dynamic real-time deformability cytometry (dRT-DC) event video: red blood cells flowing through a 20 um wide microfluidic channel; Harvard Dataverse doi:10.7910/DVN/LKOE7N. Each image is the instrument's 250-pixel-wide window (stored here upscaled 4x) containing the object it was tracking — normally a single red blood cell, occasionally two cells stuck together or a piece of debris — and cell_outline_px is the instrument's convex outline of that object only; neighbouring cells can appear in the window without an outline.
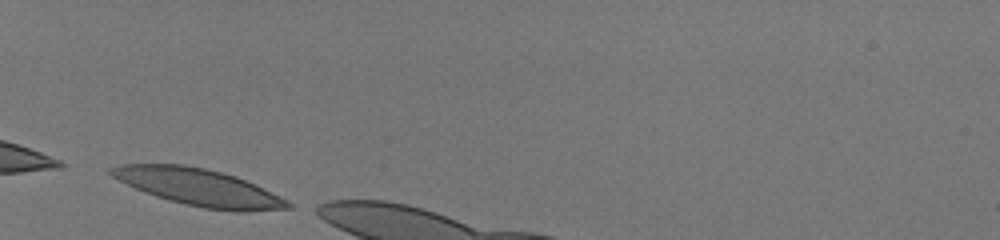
{"species": "human", "species_latin": "Homo sapiens", "temperature_condition": "room temperature", "stored_images_in_passage": 28, "camera_frame_rate_fps": 3000, "um_per_image_px": 0.085, "donor": {"sex": "male"}, "frame": {"image": 1, "passage_image": 1, "time_ms": 0.0, "image_size_px": [1000, 240], "cell_outline_px": [[292, 208], [240, 212], [204, 208], [168, 200], [144, 192], [112, 176], [108, 172], [108, 168], [120, 164], [184, 164], [204, 168], [236, 176], [288, 200], [292, 204]], "centroid_in_image_um": [16.88, 15.91], "position_along_channel_um": 68.1, "area_um2": 37.69}}
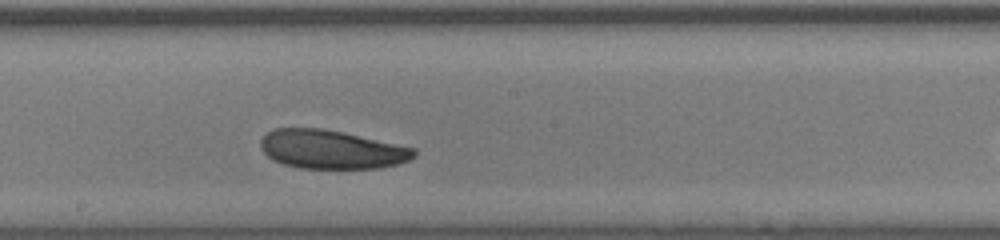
{"frame": {"image": 2, "passage_image": 14, "time_ms": 4.333, "image_size_px": [1000, 240], "cell_outline_px": [[416, 156], [400, 164], [380, 168], [300, 168], [284, 164], [272, 160], [260, 148], [260, 140], [272, 128], [324, 128], [416, 148]], "centroid_in_image_um": [28.17, 12.7], "position_along_channel_um": 220.0, "area_um2": 34.74}}
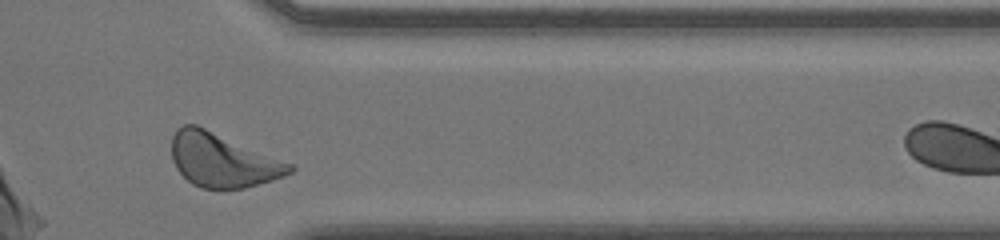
{"frame": {"image": 3, "passage_image": 27, "time_ms": 8.667, "image_size_px": [1000, 240], "cell_outline_px": [[296, 168], [292, 172], [284, 176], [272, 180], [244, 188], [200, 188], [192, 184], [176, 168], [172, 160], [172, 136], [176, 128], [184, 124], [196, 124], [292, 164]], "centroid_in_image_um": [18.89, 13.61], "position_along_channel_um": 392.5, "area_um2": 36.7}, "authors_computed_cell_mechanics": {"area_um2": 35.6048, "velocity_mm_per_s": 3.9855, "shape_relaxation_time_tau1_ms": 4.0855, "shape_relaxation_time_tau2_ms": 7.7988, "deformation_change_tau1": 0.1231, "deformation_change_tau2": 0.1892}}